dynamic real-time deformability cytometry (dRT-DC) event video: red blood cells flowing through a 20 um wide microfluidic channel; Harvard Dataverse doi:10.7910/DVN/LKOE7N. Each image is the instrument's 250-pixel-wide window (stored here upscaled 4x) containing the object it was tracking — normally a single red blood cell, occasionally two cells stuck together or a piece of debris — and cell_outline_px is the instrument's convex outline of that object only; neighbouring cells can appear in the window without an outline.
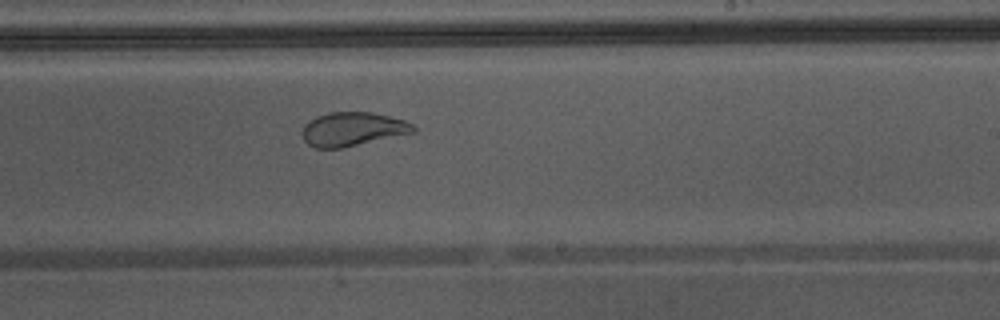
{"species": "Egyptian fruit bat (a non-hibernating species)", "species_latin": "Rousettus aegyptiacus", "temperature_condition": "warm", "stored_images_in_passage": 31, "camera_frame_rate_fps": 3000, "um_per_image_px": 0.085, "animal": {"sex": "male"}, "frame": {"image": 1, "passage_image": 14, "time_ms": 4.333, "image_size_px": [1000, 320], "cell_outline_px": [[416, 132], [340, 148], [316, 148], [308, 144], [304, 140], [300, 132], [304, 124], [308, 120], [316, 116], [328, 112], [372, 112], [404, 120], [412, 124], [416, 128]], "centroid_in_image_um": [29.93, 10.97], "position_along_channel_um": 259.1, "area_um2": 21.96}}